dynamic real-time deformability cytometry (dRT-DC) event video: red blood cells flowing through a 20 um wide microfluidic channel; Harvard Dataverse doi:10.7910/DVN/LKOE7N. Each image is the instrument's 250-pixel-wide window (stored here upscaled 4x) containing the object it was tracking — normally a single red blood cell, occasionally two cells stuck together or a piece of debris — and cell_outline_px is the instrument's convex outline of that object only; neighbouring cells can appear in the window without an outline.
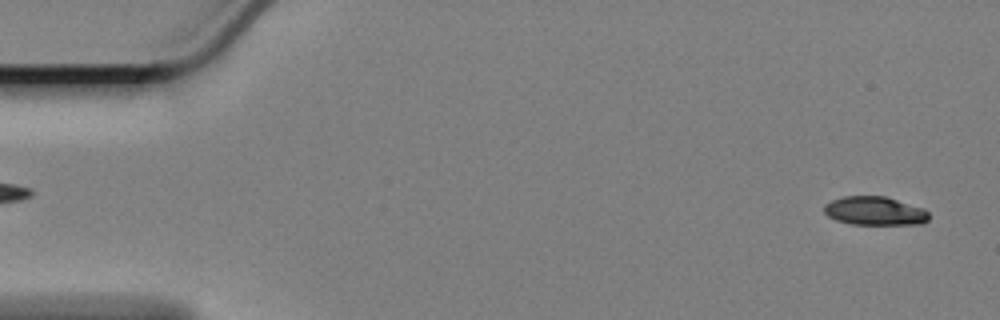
{"species": "Egyptian fruit bat (a non-hibernating species)", "species_latin": "Rousettus aegyptiacus", "temperature_condition": "cold", "stored_images_in_passage": 15, "camera_frame_rate_fps": 3000, "um_per_image_px": 0.085, "animal": {"sex": "female"}, "frame": {"image": 1, "passage_image": 2, "time_ms": 0.333, "image_size_px": [1000, 320], "cell_outline_px": [[928, 220], [920, 224], [852, 224], [836, 220], [828, 216], [824, 212], [824, 204], [832, 200], [844, 196], [884, 196], [924, 208], [928, 212]], "centroid_in_image_um": [74.34, 17.93], "position_along_channel_um": 10.7, "area_um2": 17.4}}